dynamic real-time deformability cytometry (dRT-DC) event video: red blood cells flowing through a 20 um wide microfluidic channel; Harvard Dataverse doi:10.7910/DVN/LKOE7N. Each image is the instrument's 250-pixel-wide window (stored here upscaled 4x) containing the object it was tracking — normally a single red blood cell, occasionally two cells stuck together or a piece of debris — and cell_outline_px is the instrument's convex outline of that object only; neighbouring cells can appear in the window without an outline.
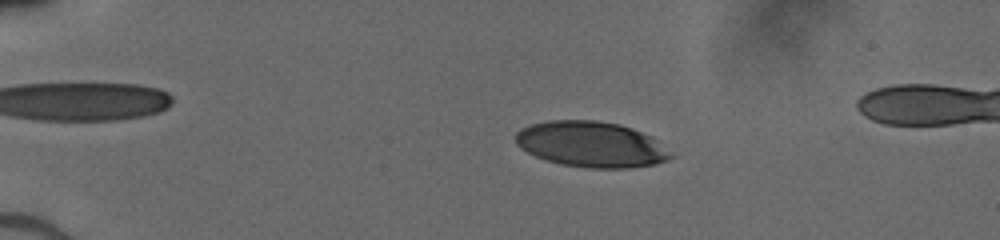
{"species": "human", "species_latin": "Homo sapiens", "temperature_condition": "cold", "stored_images_in_passage": 53, "camera_frame_rate_fps": 3000, "um_per_image_px": 0.085, "donor": {"sex": "male"}, "frame": {"image": 1, "passage_image": 13, "time_ms": 4.0, "image_size_px": [1000, 240], "cell_outline_px": [[676, 156], [668, 160], [656, 164], [628, 168], [588, 168], [560, 164], [536, 156], [520, 148], [516, 144], [516, 132], [520, 128], [532, 124], [548, 120], [596, 120], [620, 124], [632, 128], [652, 136]], "centroid_in_image_um": [50.28, 12.27], "position_along_channel_um": 34.7, "area_um2": 41.56}}
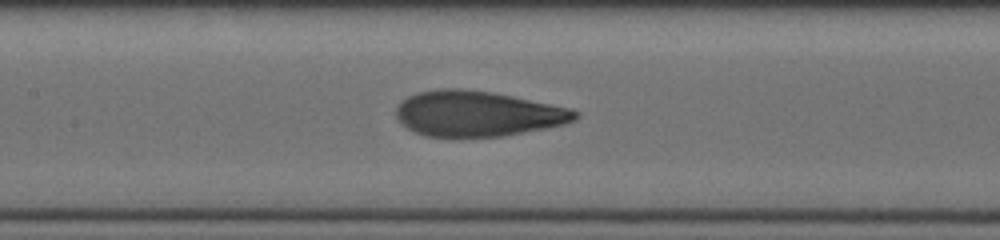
{"frame": {"image": 2, "passage_image": 28, "time_ms": 9.0, "image_size_px": [1000, 240], "cell_outline_px": [[580, 116], [576, 120], [564, 124], [548, 128], [504, 136], [424, 136], [400, 124], [396, 116], [396, 108], [408, 96], [416, 92], [440, 88], [464, 88], [492, 92], [572, 108], [580, 112]], "centroid_in_image_um": [40.62, 9.65], "position_along_channel_um": 166.8, "area_um2": 47.63}}
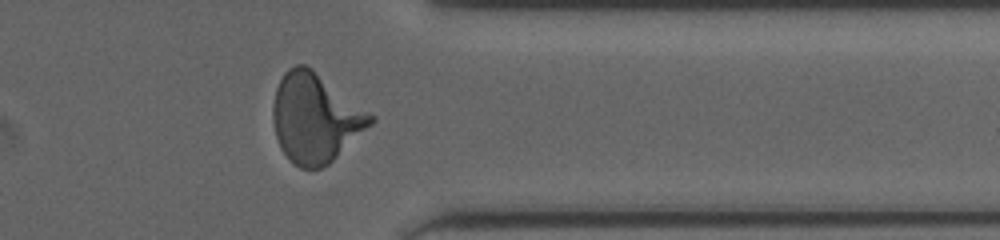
{"frame": {"image": 3, "passage_image": 44, "time_ms": 14.333, "image_size_px": [1000, 240], "cell_outline_px": [[376, 120], [372, 124], [328, 164], [320, 168], [300, 168], [292, 164], [280, 148], [276, 136], [272, 120], [272, 108], [276, 88], [284, 72], [288, 68], [296, 64], [304, 64], [312, 68], [376, 116]], "centroid_in_image_um": [26.79, 10.02], "position_along_channel_um": 384.6, "area_um2": 50.75}}